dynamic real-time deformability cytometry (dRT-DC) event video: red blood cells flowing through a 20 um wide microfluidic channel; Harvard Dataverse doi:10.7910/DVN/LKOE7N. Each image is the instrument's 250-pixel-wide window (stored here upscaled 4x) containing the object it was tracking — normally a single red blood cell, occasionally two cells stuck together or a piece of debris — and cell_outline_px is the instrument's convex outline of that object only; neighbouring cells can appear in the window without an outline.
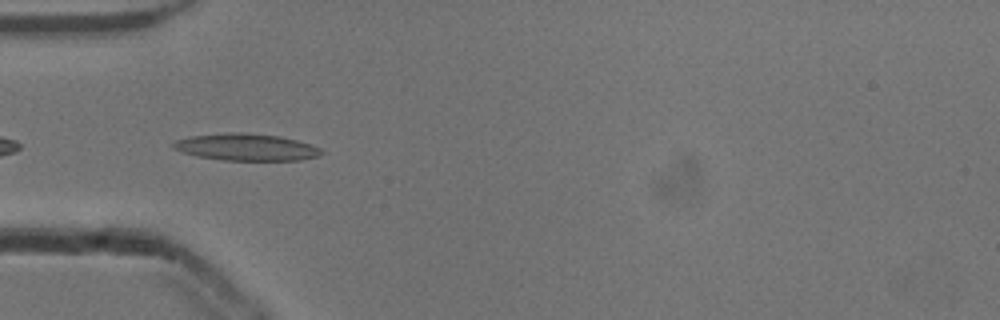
{"species": "common noctule bat (a hibernating species)", "species_latin": "Nyctalus noctula", "temperature_condition": "cold", "stored_images_in_passage": 38, "camera_frame_rate_fps": 3000, "um_per_image_px": 0.085, "animal": {"sex": "male", "body_mass_g": 13.3}, "frame": {"image": 1, "passage_image": 2, "time_ms": 0.333, "image_size_px": [1000, 320], "cell_outline_px": [[324, 152], [320, 156], [300, 160], [224, 160], [196, 156], [172, 148], [172, 144], [176, 140], [192, 136], [228, 132], [244, 132], [280, 136], [296, 140], [320, 148]], "centroid_in_image_um": [20.94, 12.5], "position_along_channel_um": 64.1, "area_um2": 23.18}}
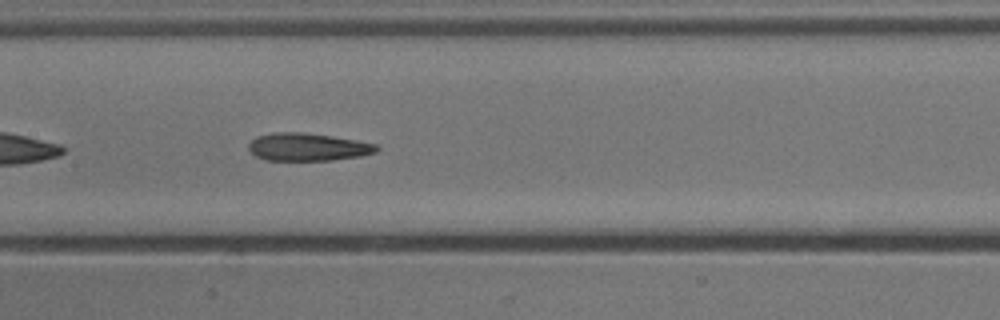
{"frame": {"image": 2, "passage_image": 11, "time_ms": 3.333, "image_size_px": [1000, 320], "cell_outline_px": [[380, 148], [376, 152], [360, 156], [332, 160], [264, 160], [256, 156], [248, 148], [248, 144], [256, 136], [272, 132], [304, 132], [332, 136], [356, 140], [376, 144]], "centroid_in_image_um": [26.14, 12.49], "position_along_channel_um": 181.3, "area_um2": 20.75}}
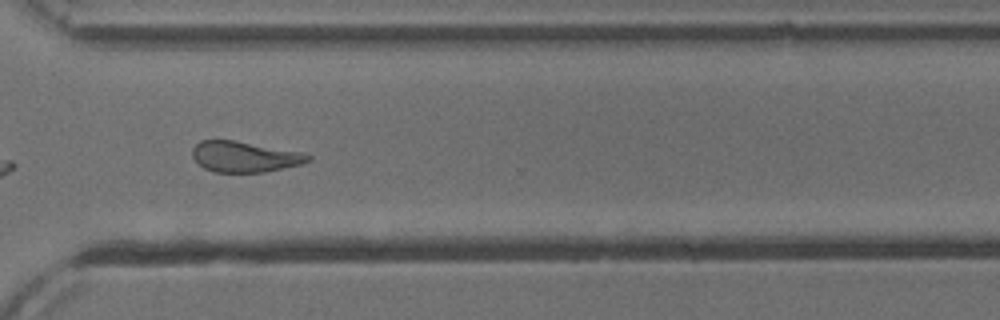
{"frame": {"image": 3, "passage_image": 24, "time_ms": 7.667, "image_size_px": [1000, 320], "cell_outline_px": [[312, 160], [300, 164], [264, 172], [212, 172], [204, 168], [192, 156], [192, 148], [200, 140], [232, 140], [300, 152], [312, 156]], "centroid_in_image_um": [20.76, 13.32], "position_along_channel_um": 349.8, "area_um2": 20.46}, "authors_computed_cell_mechanics": {"area_um2": 21.7328, "velocity_mm_per_s": 3.904, "shape_relaxation_time_tau1_ms": 5.0573, "shape_relaxation_time_tau2_ms": 2.7849, "deformation_change_tau1": 0.1612, "deformation_change_tau2": 0.1169}}